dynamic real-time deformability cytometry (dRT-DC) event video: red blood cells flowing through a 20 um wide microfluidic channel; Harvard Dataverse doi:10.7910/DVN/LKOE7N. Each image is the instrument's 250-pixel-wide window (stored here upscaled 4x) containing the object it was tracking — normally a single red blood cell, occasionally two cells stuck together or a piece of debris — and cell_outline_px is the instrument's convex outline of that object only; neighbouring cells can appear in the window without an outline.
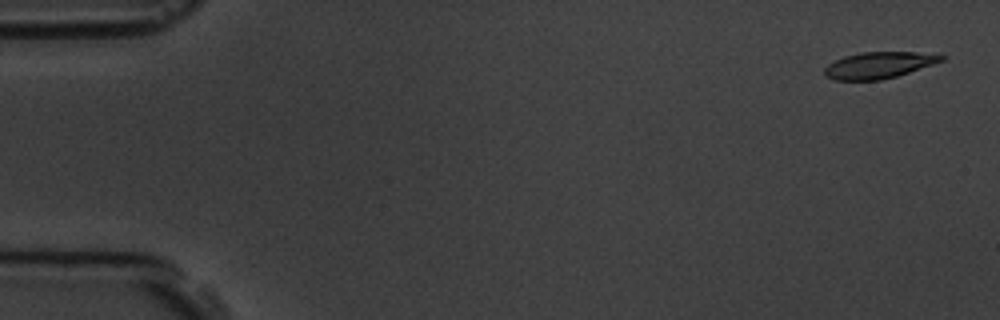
{"species": "common noctule bat (a hibernating species)", "species_latin": "Nyctalus noctula", "temperature_condition": "room temperature", "stored_images_in_passage": 6, "camera_frame_rate_fps": 3000, "um_per_image_px": 0.085, "animal": {"sex": "male", "body_mass_g": 19.5, "forearm_length_mm": 54.6}, "frame": {"image": 1, "passage_image": 1, "time_ms": 0.0, "image_size_px": [1000, 320], "cell_outline_px": [[944, 60], [896, 76], [880, 80], [836, 80], [828, 76], [824, 72], [824, 68], [828, 64], [844, 56], [860, 52], [916, 52], [944, 56]], "centroid_in_image_um": [74.65, 5.53], "position_along_channel_um": 10.3, "area_um2": 17.63}}
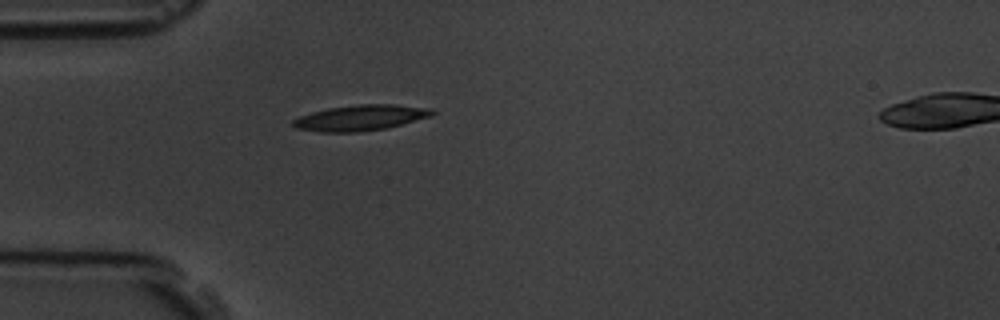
{"frame": {"image": 2, "passage_image": 5, "time_ms": 4.667, "image_size_px": [1000, 320], "cell_outline_px": [[436, 112], [432, 116], [384, 128], [360, 132], [320, 132], [296, 128], [292, 124], [292, 120], [300, 116], [312, 112], [328, 108], [360, 104], [396, 104], [428, 108]], "centroid_in_image_um": [30.62, 10.01], "position_along_channel_um": 54.4, "area_um2": 20.63}}